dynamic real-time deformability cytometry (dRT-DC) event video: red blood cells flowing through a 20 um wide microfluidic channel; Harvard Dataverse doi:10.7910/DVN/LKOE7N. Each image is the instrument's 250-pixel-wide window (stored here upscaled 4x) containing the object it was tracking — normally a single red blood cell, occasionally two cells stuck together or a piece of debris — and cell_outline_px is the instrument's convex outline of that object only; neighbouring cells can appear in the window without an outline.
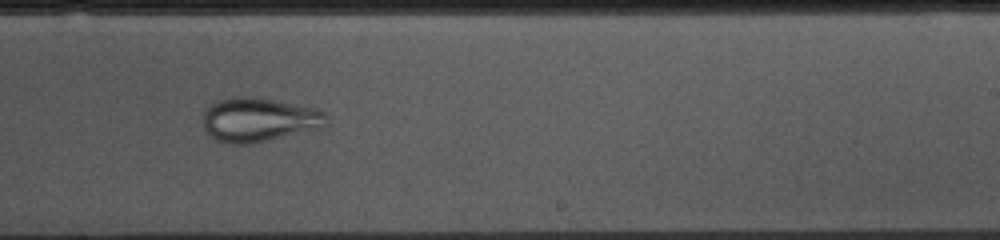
{"species": "common noctule bat (a hibernating species)", "species_latin": "Nyctalus noctula", "temperature_condition": "cold", "stored_images_in_passage": 38, "camera_frame_rate_fps": 3000, "um_per_image_px": 0.085, "animal": {"sex": "female", "body_mass_g": 10.0, "forearm_length_mm": 53.1}, "frame": {"image": 1, "passage_image": 22, "time_ms": 7.0, "image_size_px": [1000, 240], "cell_outline_px": [[328, 124], [324, 128], [252, 144], [228, 144], [216, 140], [204, 128], [204, 112], [216, 100], [232, 96], [252, 96], [276, 100], [316, 108], [324, 112], [328, 116]], "centroid_in_image_um": [22.06, 10.18], "position_along_channel_um": 266.9, "area_um2": 32.19}}